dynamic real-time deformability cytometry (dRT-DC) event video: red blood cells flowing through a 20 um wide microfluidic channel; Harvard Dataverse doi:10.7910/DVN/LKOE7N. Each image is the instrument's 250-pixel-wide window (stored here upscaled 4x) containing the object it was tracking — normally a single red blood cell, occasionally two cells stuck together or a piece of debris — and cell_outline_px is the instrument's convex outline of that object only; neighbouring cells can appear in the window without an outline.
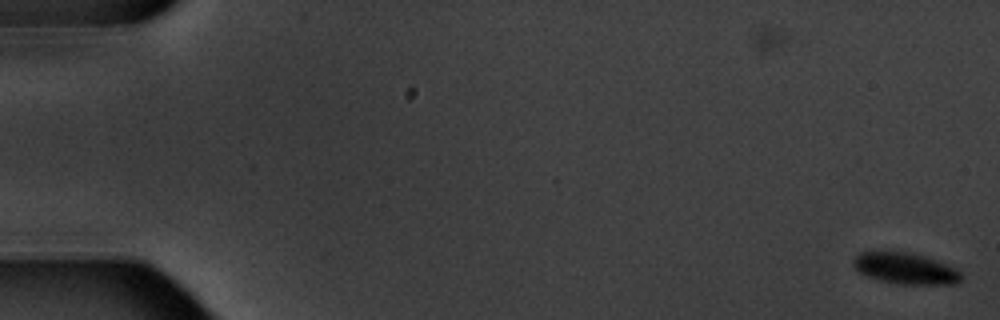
{"species": "common noctule bat (a hibernating species)", "species_latin": "Nyctalus noctula", "temperature_condition": "warm", "stored_images_in_passage": 2, "camera_frame_rate_fps": 3000, "um_per_image_px": 0.085, "animal": {"sex": "male", "body_mass_g": 20.1, "forearm_length_mm": 53.5}, "frame": {"image": 1, "passage_image": 2, "time_ms": 1.333, "image_size_px": [1000, 320], "cell_outline_px": [[960, 280], [956, 284], [900, 284], [880, 280], [864, 276], [852, 264], [852, 260], [860, 252], [912, 252], [936, 260], [956, 268], [960, 272]], "centroid_in_image_um": [76.94, 22.82], "position_along_channel_um": 8.1, "area_um2": 19.54}}